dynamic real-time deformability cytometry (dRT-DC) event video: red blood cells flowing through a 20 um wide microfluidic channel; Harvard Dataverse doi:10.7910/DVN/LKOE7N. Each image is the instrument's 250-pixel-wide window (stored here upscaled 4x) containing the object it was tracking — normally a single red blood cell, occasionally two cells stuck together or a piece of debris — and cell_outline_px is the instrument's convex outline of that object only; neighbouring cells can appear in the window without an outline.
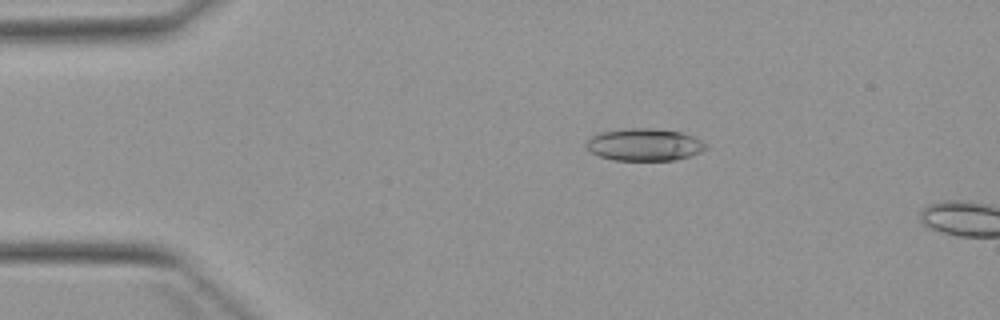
{"species": "Egyptian fruit bat (a non-hibernating species)", "species_latin": "Rousettus aegyptiacus", "temperature_condition": "warm", "stored_images_in_passage": 5, "camera_frame_rate_fps": 3000, "um_per_image_px": 0.085, "animal": {"sex": "female"}, "frame": {"image": 1, "passage_image": 3, "time_ms": 2.667, "image_size_px": [1000, 320], "cell_outline_px": [[708, 148], [700, 152], [676, 160], [612, 160], [600, 156], [592, 152], [584, 144], [584, 140], [600, 132], [628, 128], [652, 128], [680, 132], [692, 136], [708, 144]], "centroid_in_image_um": [54.75, 12.29], "position_along_channel_um": 30.2, "area_um2": 22.54}}